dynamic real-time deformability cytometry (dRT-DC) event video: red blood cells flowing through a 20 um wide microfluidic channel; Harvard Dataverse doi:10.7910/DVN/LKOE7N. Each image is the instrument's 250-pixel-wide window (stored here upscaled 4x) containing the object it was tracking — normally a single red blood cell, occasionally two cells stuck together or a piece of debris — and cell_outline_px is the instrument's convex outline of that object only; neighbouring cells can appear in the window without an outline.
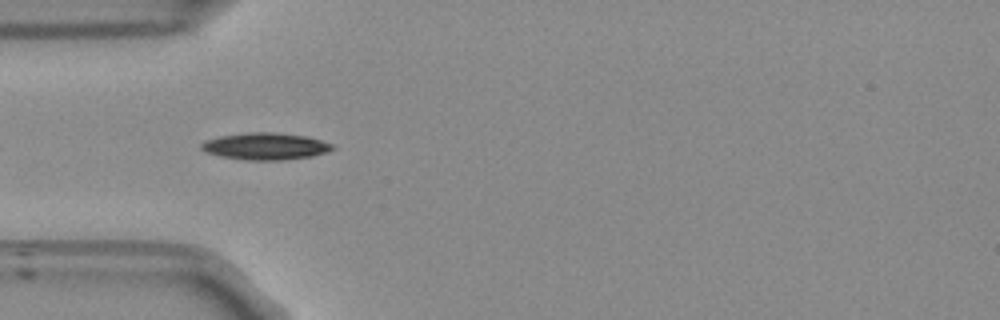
{"species": "Egyptian fruit bat (a non-hibernating species)", "species_latin": "Rousettus aegyptiacus", "temperature_condition": "room temperature", "stored_images_in_passage": 6, "camera_frame_rate_fps": 3000, "um_per_image_px": 0.085, "frame": {"image": 1, "passage_image": 3, "time_ms": 0.667, "image_size_px": [1000, 320], "cell_outline_px": [[336, 148], [312, 156], [284, 160], [244, 160], [220, 156], [208, 152], [200, 148], [200, 144], [204, 140], [220, 136], [248, 132], [276, 132], [304, 136], [320, 140], [332, 144]], "centroid_in_image_um": [22.53, 12.43], "position_along_channel_um": 62.5, "area_um2": 20.52}}